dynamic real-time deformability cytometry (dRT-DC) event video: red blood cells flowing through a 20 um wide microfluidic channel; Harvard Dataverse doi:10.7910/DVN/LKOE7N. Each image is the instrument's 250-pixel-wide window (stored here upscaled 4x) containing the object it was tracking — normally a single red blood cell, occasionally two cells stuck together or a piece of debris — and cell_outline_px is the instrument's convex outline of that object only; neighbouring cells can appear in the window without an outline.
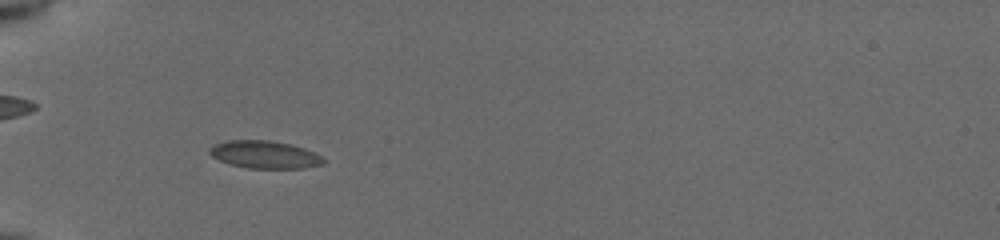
{"species": "common noctule bat (a hibernating species)", "species_latin": "Nyctalus noctula", "temperature_condition": "cold", "stored_images_in_passage": 50, "camera_frame_rate_fps": 3000, "um_per_image_px": 0.085, "animal": {"sex": "female", "body_mass_g": 19.5, "forearm_length_mm": 54.1}, "frame": {"image": 1, "passage_image": 15, "time_ms": 4.667, "image_size_px": [1000, 240], "cell_outline_px": [[324, 164], [304, 168], [248, 168], [232, 164], [220, 160], [212, 156], [208, 152], [208, 148], [216, 144], [228, 140], [268, 140], [292, 144], [304, 148], [320, 156], [324, 160]], "centroid_in_image_um": [22.49, 13.13], "position_along_channel_um": 62.5, "area_um2": 18.15}}
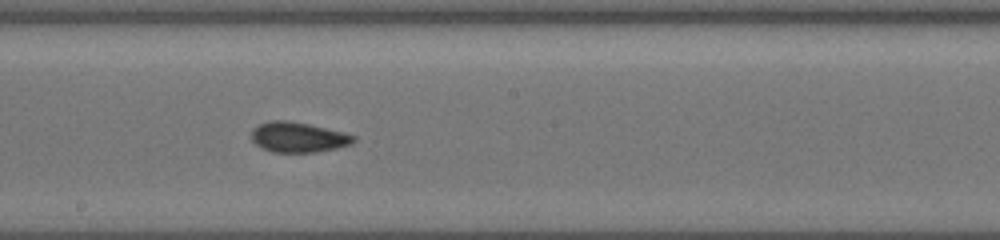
{"frame": {"image": 2, "passage_image": 28, "time_ms": 9.0, "image_size_px": [1000, 240], "cell_outline_px": [[356, 140], [352, 144], [336, 148], [316, 152], [272, 152], [260, 148], [252, 140], [252, 128], [260, 124], [272, 120], [284, 120], [308, 124], [356, 136]], "centroid_in_image_um": [25.32, 11.67], "position_along_channel_um": 222.9, "area_um2": 17.8}}
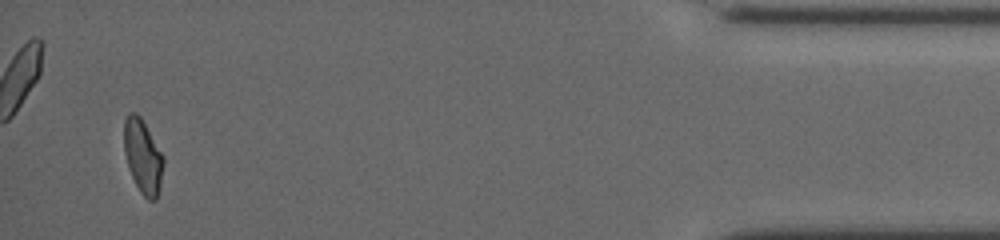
{"frame": {"image": 3, "passage_image": 48, "time_ms": 15.667, "image_size_px": [1000, 240], "cell_outline_px": [[164, 164], [160, 188], [156, 200], [148, 200], [140, 192], [132, 176], [124, 152], [124, 120], [128, 112], [136, 112], [140, 116], [164, 156]], "centroid_in_image_um": [12.15, 13.29], "position_along_channel_um": 423.0, "area_um2": 16.99}, "authors_computed_cell_mechanics": {"area_um2": 17.4267, "velocity_mm_per_s": 3.9389, "shape_relaxation_time_tau1_ms": 5.5324, "shape_relaxation_time_tau2_ms": 1.9662, "deformation_change_tau1": 0.1179, "deformation_change_tau2": 0.0527}}